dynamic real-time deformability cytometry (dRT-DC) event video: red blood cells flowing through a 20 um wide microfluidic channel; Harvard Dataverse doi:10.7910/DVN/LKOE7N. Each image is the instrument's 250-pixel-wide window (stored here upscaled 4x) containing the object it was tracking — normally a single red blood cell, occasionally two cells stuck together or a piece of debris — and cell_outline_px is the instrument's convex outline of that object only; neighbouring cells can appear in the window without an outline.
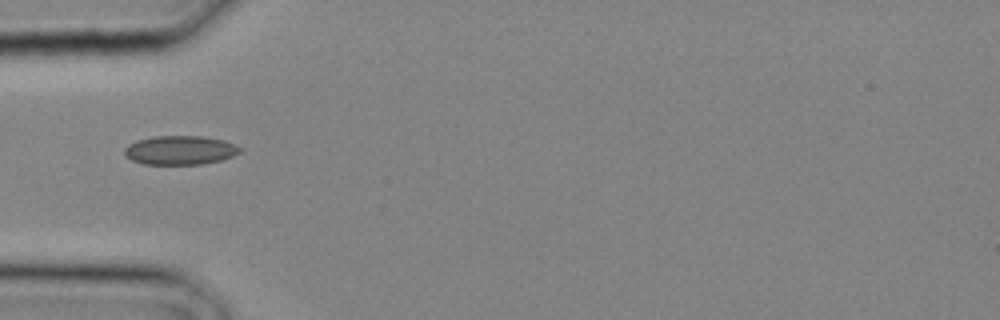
{"species": "common noctule bat (a hibernating species)", "species_latin": "Nyctalus noctula", "temperature_condition": "cold", "stored_images_in_passage": 2, "camera_frame_rate_fps": 3000, "um_per_image_px": 0.085, "animal": {"sex": "male", "body_mass_g": 20.4}, "frame": {"image": 1, "passage_image": 2, "time_ms": 0.333, "image_size_px": [1000, 320], "cell_outline_px": [[244, 148], [240, 152], [232, 156], [220, 160], [204, 164], [144, 164], [132, 160], [124, 156], [124, 148], [128, 144], [136, 140], [156, 136], [200, 136], [224, 140], [236, 144]], "centroid_in_image_um": [15.31, 12.76], "position_along_channel_um": 69.7, "area_um2": 19.65}}